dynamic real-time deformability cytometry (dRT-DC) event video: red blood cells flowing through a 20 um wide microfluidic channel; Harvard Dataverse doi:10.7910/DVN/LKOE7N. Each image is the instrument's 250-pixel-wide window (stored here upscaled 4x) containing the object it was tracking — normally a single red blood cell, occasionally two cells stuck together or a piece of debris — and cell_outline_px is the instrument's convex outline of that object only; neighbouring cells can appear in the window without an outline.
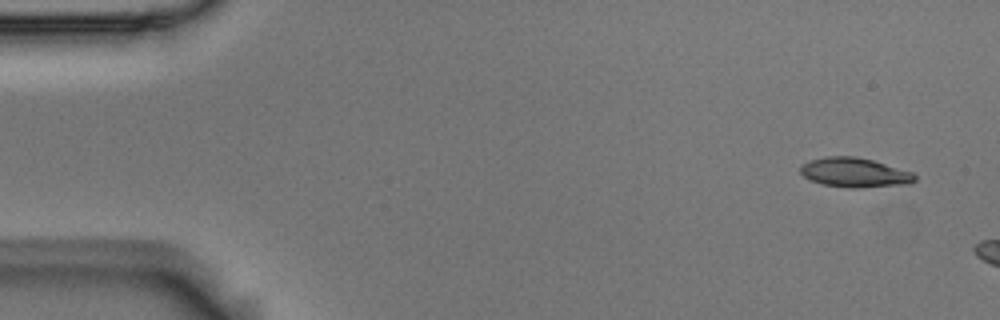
{"species": "Egyptian fruit bat (a non-hibernating species)", "species_latin": "Rousettus aegyptiacus", "temperature_condition": "room temperature", "stored_images_in_passage": 3, "camera_frame_rate_fps": 3000, "um_per_image_px": 0.085, "animal": {"sex": "male"}, "frame": {"image": 1, "passage_image": 1, "time_ms": 0.0, "image_size_px": [1000, 320], "cell_outline_px": [[916, 180], [912, 184], [856, 188], [852, 188], [824, 184], [812, 180], [804, 176], [800, 172], [800, 164], [824, 156], [856, 156], [872, 160], [912, 172], [916, 176]], "centroid_in_image_um": [72.66, 14.66], "position_along_channel_um": 12.3, "area_um2": 19.59}}